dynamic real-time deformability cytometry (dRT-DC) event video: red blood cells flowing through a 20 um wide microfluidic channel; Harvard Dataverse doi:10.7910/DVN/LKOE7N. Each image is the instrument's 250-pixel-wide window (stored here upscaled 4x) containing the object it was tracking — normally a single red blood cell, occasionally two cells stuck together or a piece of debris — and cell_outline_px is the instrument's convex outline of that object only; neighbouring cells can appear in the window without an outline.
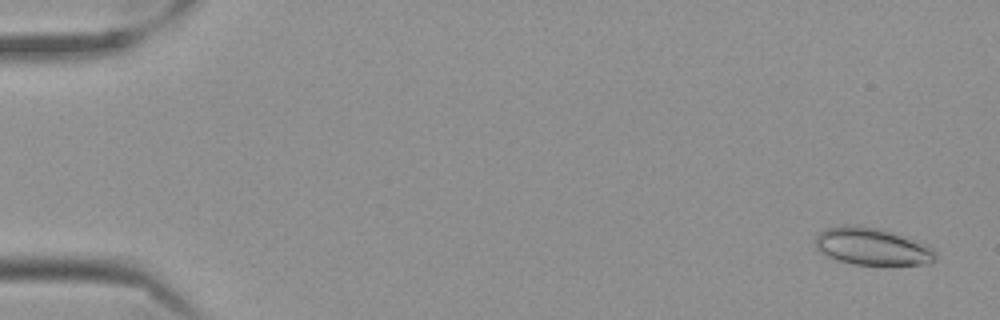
{"species": "Egyptian fruit bat (a non-hibernating species)", "species_latin": "Rousettus aegyptiacus", "temperature_condition": "cold", "stored_images_in_passage": 59, "camera_frame_rate_fps": 3000, "um_per_image_px": 0.085, "frame": {"image": 1, "passage_image": 3, "time_ms": 0.667, "image_size_px": [1000, 320], "cell_outline_px": [[936, 260], [932, 264], [852, 264], [836, 260], [820, 252], [816, 248], [816, 236], [824, 228], [844, 224], [856, 224], [876, 228], [928, 244], [936, 252]], "centroid_in_image_um": [74.11, 20.94], "position_along_channel_um": 10.9, "area_um2": 26.13}}
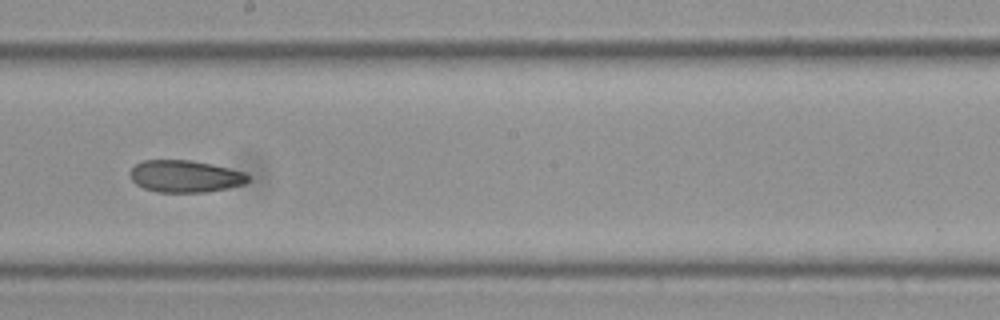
{"frame": {"image": 2, "passage_image": 34, "time_ms": 11.0, "image_size_px": [1000, 320], "cell_outline_px": [[252, 176], [244, 184], [228, 188], [208, 192], [156, 192], [144, 188], [136, 184], [132, 180], [128, 172], [136, 164], [144, 160], [192, 160], [212, 164], [244, 172]], "centroid_in_image_um": [15.74, 14.98], "position_along_channel_um": 232.5, "area_um2": 22.2}}
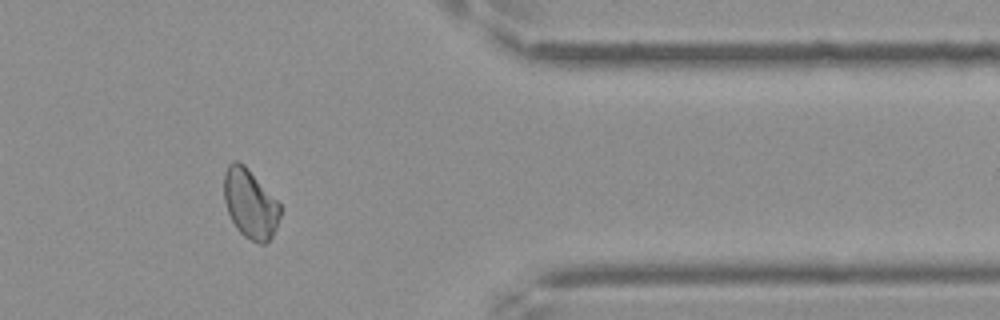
{"frame": {"image": 3, "passage_image": 49, "time_ms": 16.0, "image_size_px": [1000, 320], "cell_outline_px": [[280, 216], [276, 228], [272, 236], [264, 244], [260, 244], [244, 236], [236, 228], [228, 212], [224, 200], [224, 172], [228, 164], [232, 160], [236, 160], [244, 164], [280, 204]], "centroid_in_image_um": [21.24, 17.3], "position_along_channel_um": 390.2, "area_um2": 22.48}, "authors_computed_cell_mechanics": {"area_um2": 22.831, "velocity_mm_per_s": 3.5021, "shape_relaxation_time_tau1_ms": null, "shape_relaxation_time_tau2_ms": 3.3255, "deformation_change_tau1": null, "deformation_change_tau2": 0.0852}}